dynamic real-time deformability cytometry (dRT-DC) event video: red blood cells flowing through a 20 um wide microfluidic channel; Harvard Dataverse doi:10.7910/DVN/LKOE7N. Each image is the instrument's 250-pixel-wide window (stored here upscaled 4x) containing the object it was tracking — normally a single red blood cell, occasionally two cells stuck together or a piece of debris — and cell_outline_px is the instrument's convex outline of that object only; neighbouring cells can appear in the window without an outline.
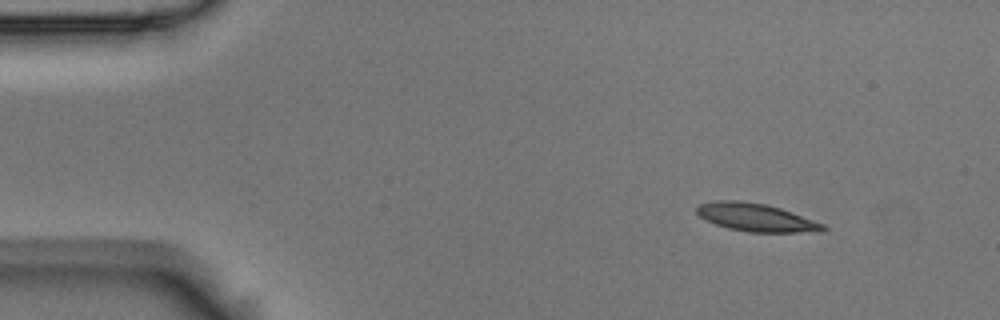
{"species": "Egyptian fruit bat (a non-hibernating species)", "species_latin": "Rousettus aegyptiacus", "temperature_condition": "room temperature", "stored_images_in_passage": 8, "camera_frame_rate_fps": 3000, "um_per_image_px": 0.085, "animal": {"sex": "male"}, "frame": {"image": 1, "passage_image": 1, "time_ms": 0.0, "image_size_px": [1000, 320], "cell_outline_px": [[828, 228], [824, 232], [748, 232], [728, 228], [716, 224], [700, 216], [696, 212], [696, 208], [700, 204], [716, 200], [740, 200], [764, 204], [780, 208], [792, 212], [824, 224]], "centroid_in_image_um": [64.3, 18.48], "position_along_channel_um": 20.7, "area_um2": 20.52}}
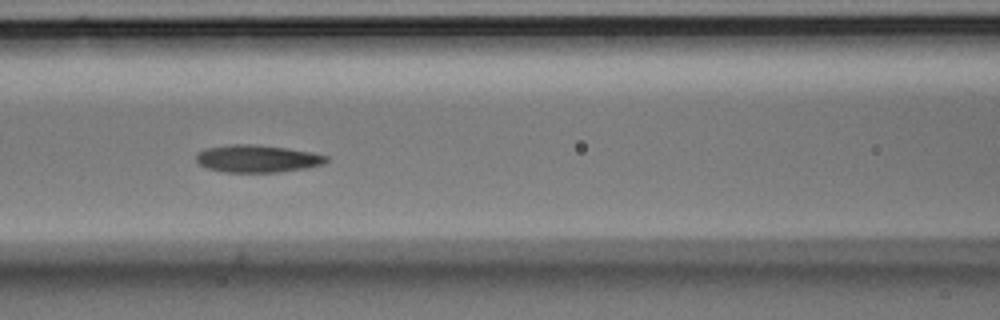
{"frame": {"image": 2, "passage_image": 5, "time_ms": 1.333, "image_size_px": [1000, 320], "cell_outline_px": [[328, 160], [324, 164], [308, 168], [280, 172], [224, 172], [208, 168], [200, 164], [196, 160], [196, 152], [204, 148], [232, 144], [248, 144], [288, 148], [312, 152], [328, 156]], "centroid_in_image_um": [21.88, 13.48], "position_along_channel_um": 144.7, "area_um2": 20.92}}
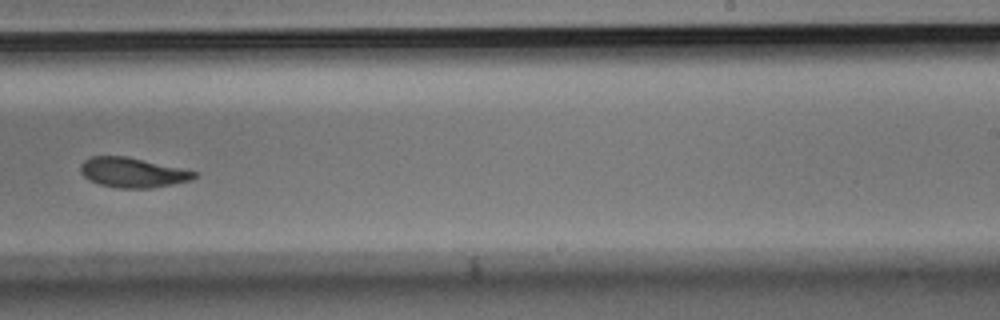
{"frame": {"image": 3, "passage_image": 8, "time_ms": 2.333, "image_size_px": [1000, 320], "cell_outline_px": [[200, 172], [192, 180], [152, 188], [120, 188], [100, 184], [88, 180], [80, 172], [80, 164], [84, 160], [92, 156], [128, 156]], "centroid_in_image_um": [11.28, 14.66], "position_along_channel_um": 277.7, "area_um2": 19.94}}